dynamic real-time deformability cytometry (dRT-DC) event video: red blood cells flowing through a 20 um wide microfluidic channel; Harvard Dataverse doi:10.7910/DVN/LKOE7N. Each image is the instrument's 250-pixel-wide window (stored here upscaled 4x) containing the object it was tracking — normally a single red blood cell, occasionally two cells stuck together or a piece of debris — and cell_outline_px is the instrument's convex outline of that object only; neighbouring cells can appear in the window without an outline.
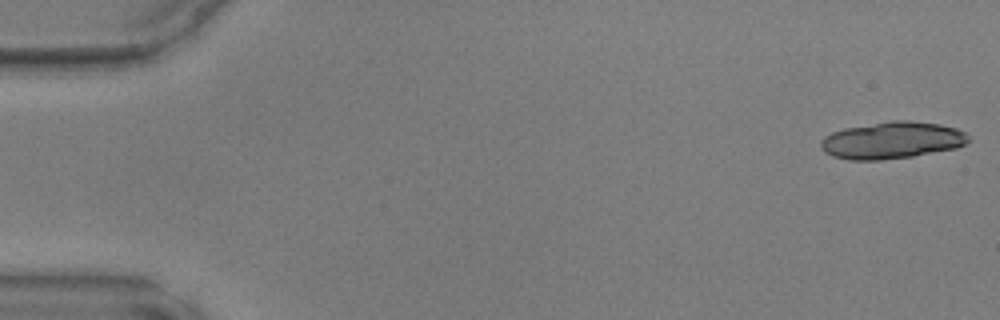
{"species": "common noctule bat (a hibernating species)", "species_latin": "Nyctalus noctula", "temperature_condition": "warm", "stored_images_in_passage": 16, "camera_frame_rate_fps": 3000, "um_per_image_px": 0.085, "animal": {"sex": "male", "body_mass_g": 17.9, "forearm_length_mm": 54.2}, "frame": {"image": 1, "passage_image": 1, "time_ms": 0.0, "image_size_px": [1000, 320], "cell_outline_px": [[968, 140], [964, 144], [956, 148], [912, 156], [880, 160], [848, 160], [832, 156], [824, 152], [820, 148], [820, 140], [824, 136], [832, 132], [844, 128], [892, 120], [908, 120], [940, 124], [956, 128], [964, 132], [968, 136]], "centroid_in_image_um": [75.77, 11.92], "position_along_channel_um": 9.2, "area_um2": 31.85}}